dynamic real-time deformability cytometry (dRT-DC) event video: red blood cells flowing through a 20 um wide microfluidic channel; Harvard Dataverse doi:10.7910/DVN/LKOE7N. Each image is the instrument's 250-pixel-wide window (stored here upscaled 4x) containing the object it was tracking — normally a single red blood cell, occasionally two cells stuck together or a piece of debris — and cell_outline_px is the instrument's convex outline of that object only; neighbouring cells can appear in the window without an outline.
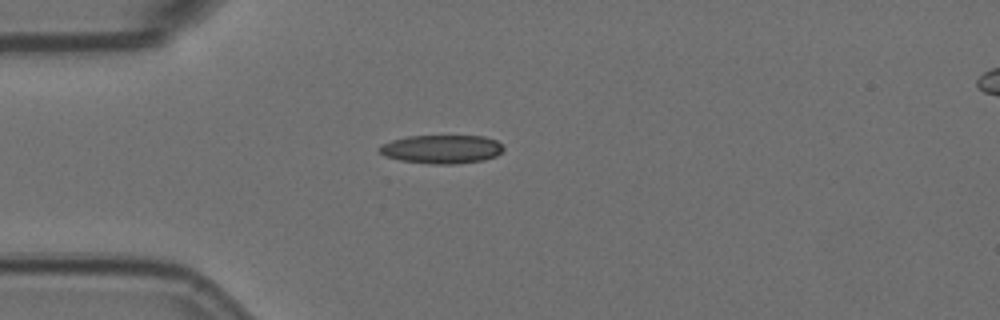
{"species": "Egyptian fruit bat (a non-hibernating species)", "species_latin": "Rousettus aegyptiacus", "temperature_condition": "room temperature", "stored_images_in_passage": 4, "camera_frame_rate_fps": 3000, "um_per_image_px": 0.085, "animal": {"sex": "female"}, "frame": {"image": 1, "passage_image": 1, "time_ms": 0.0, "image_size_px": [1000, 320], "cell_outline_px": [[504, 148], [496, 156], [484, 160], [456, 164], [432, 164], [400, 160], [384, 156], [380, 152], [380, 148], [384, 144], [392, 140], [408, 136], [484, 136], [496, 140]], "centroid_in_image_um": [37.57, 12.68], "position_along_channel_um": 47.4, "area_um2": 20.52}}
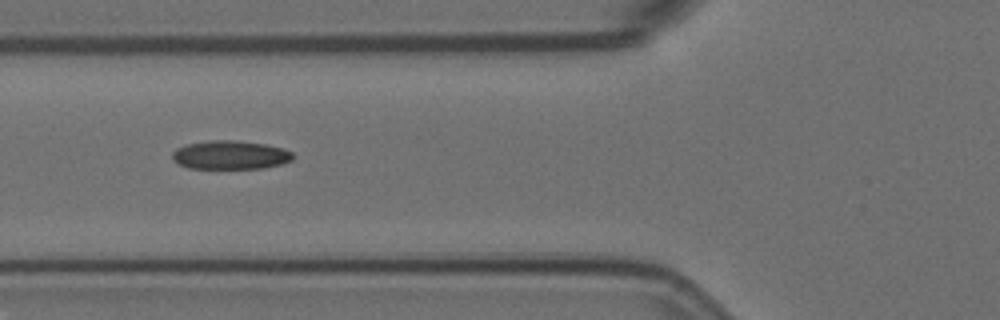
{"frame": {"image": 2, "passage_image": 3, "time_ms": 0.667, "image_size_px": [1000, 320], "cell_outline_px": [[292, 160], [280, 164], [264, 168], [188, 168], [172, 160], [172, 152], [176, 148], [188, 144], [208, 140], [236, 140], [264, 144], [280, 148], [292, 152]], "centroid_in_image_um": [19.53, 13.17], "position_along_channel_um": 106.3, "area_um2": 20.0}}
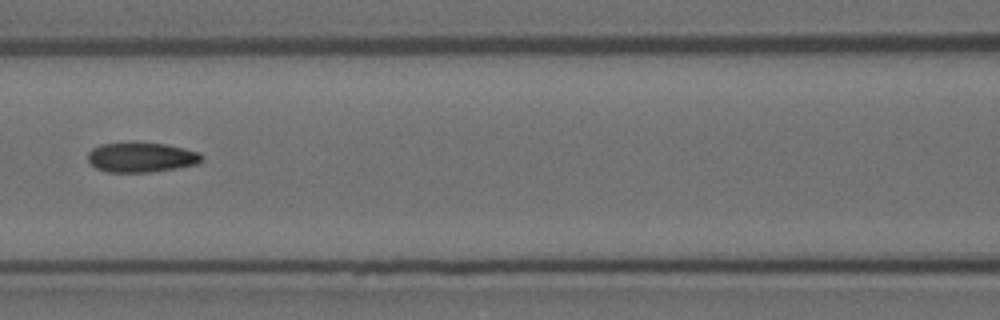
{"frame": {"image": 3, "passage_image": 4, "time_ms": 1.0, "image_size_px": [1000, 320], "cell_outline_px": [[204, 156], [196, 164], [176, 168], [152, 172], [108, 172], [96, 168], [88, 160], [88, 152], [92, 148], [100, 144], [128, 140], [132, 140], [168, 144], [200, 152]], "centroid_in_image_um": [11.98, 13.32], "position_along_channel_um": 154.6, "area_um2": 20.46}}